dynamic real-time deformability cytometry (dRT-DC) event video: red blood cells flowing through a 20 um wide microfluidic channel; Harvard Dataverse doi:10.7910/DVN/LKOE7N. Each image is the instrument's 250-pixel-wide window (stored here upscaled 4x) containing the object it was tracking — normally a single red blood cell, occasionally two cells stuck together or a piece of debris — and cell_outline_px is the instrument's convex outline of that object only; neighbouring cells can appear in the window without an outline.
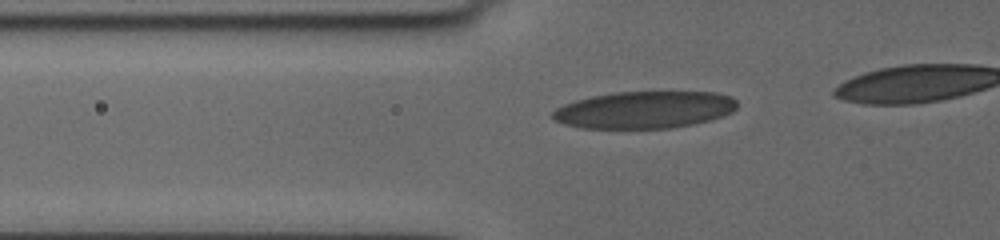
{"species": "human", "species_latin": "Homo sapiens", "temperature_condition": "cold", "stored_images_in_passage": 44, "camera_frame_rate_fps": 3000, "um_per_image_px": 0.085, "donor": {"sex": "female"}, "frame": {"image": 1, "passage_image": 14, "time_ms": 4.333, "image_size_px": [1000, 240], "cell_outline_px": [[736, 108], [732, 112], [708, 120], [692, 124], [672, 128], [580, 128], [564, 124], [552, 120], [552, 112], [556, 108], [564, 104], [576, 100], [592, 96], [616, 92], [716, 92], [732, 96], [736, 100]], "centroid_in_image_um": [54.75, 9.33], "position_along_channel_um": 71.0, "area_um2": 39.88}}
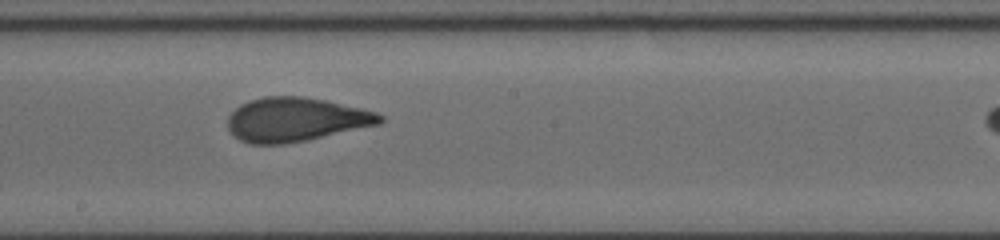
{"frame": {"image": 2, "passage_image": 27, "time_ms": 8.667, "image_size_px": [1000, 240], "cell_outline_px": [[384, 120], [380, 124], [308, 140], [284, 144], [252, 144], [240, 140], [228, 128], [228, 116], [240, 104], [264, 96], [304, 96], [324, 100], [360, 108], [376, 112], [384, 116]], "centroid_in_image_um": [25.15, 10.16], "position_along_channel_um": 223.0, "area_um2": 38.9}}
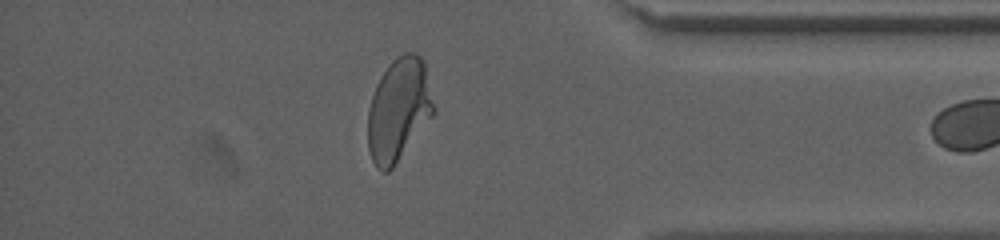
{"frame": {"image": 3, "passage_image": 43, "time_ms": 14.0, "image_size_px": [1000, 240], "cell_outline_px": [[436, 108], [432, 116], [392, 168], [388, 172], [384, 172], [376, 168], [372, 160], [368, 148], [368, 108], [376, 84], [380, 76], [388, 64], [396, 56], [404, 52], [416, 52], [424, 60]], "centroid_in_image_um": [33.89, 9.27], "position_along_channel_um": 401.3, "area_um2": 39.65}}